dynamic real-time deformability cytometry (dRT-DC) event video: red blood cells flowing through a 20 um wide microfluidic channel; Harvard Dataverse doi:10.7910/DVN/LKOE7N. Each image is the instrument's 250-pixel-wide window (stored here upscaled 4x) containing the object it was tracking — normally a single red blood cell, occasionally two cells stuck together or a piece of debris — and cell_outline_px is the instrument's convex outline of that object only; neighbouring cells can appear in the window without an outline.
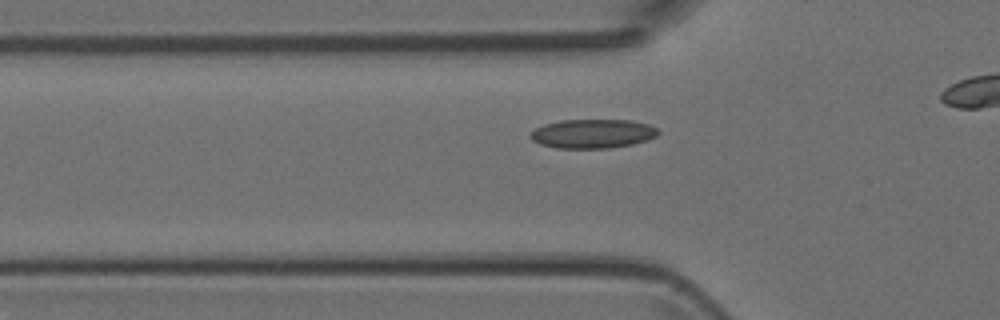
{"species": "Egyptian fruit bat (a non-hibernating species)", "species_latin": "Rousettus aegyptiacus", "temperature_condition": "room temperature", "stored_images_in_passage": 34, "camera_frame_rate_fps": 3000, "um_per_image_px": 0.085, "animal": {"sex": "female"}, "frame": {"image": 1, "passage_image": 10, "time_ms": 3.0, "image_size_px": [1000, 320], "cell_outline_px": [[660, 132], [656, 136], [632, 144], [608, 148], [556, 148], [540, 144], [532, 140], [528, 136], [536, 128], [544, 124], [560, 120], [632, 120], [648, 124], [656, 128]], "centroid_in_image_um": [50.35, 11.36], "position_along_channel_um": 75.5, "area_um2": 21.56}}
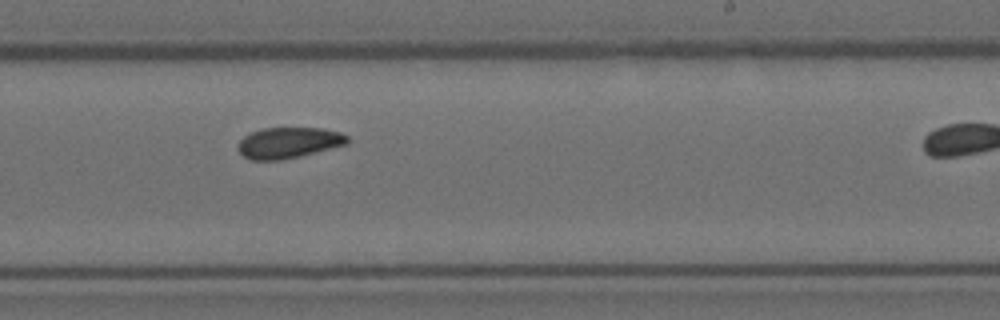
{"frame": {"image": 2, "passage_image": 24, "time_ms": 7.667, "image_size_px": [1000, 320], "cell_outline_px": [[348, 144], [300, 156], [280, 160], [252, 160], [244, 156], [236, 148], [240, 140], [244, 136], [252, 132], [264, 128], [324, 128], [340, 132], [348, 136]], "centroid_in_image_um": [24.54, 12.13], "position_along_channel_um": 264.5, "area_um2": 19.71}}
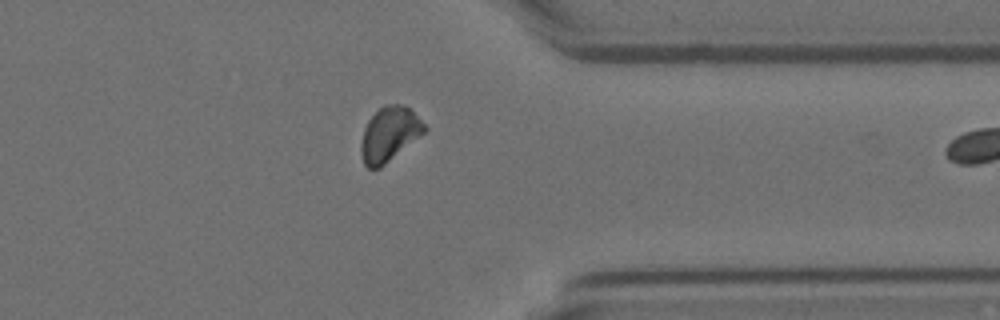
{"frame": {"image": 3, "passage_image": 33, "time_ms": 10.667, "image_size_px": [1000, 320], "cell_outline_px": [[428, 128], [424, 132], [380, 168], [368, 168], [364, 164], [360, 152], [360, 144], [364, 128], [368, 120], [384, 104], [404, 104]], "centroid_in_image_um": [33.06, 11.4], "position_along_channel_um": 378.3, "area_um2": 19.77}}